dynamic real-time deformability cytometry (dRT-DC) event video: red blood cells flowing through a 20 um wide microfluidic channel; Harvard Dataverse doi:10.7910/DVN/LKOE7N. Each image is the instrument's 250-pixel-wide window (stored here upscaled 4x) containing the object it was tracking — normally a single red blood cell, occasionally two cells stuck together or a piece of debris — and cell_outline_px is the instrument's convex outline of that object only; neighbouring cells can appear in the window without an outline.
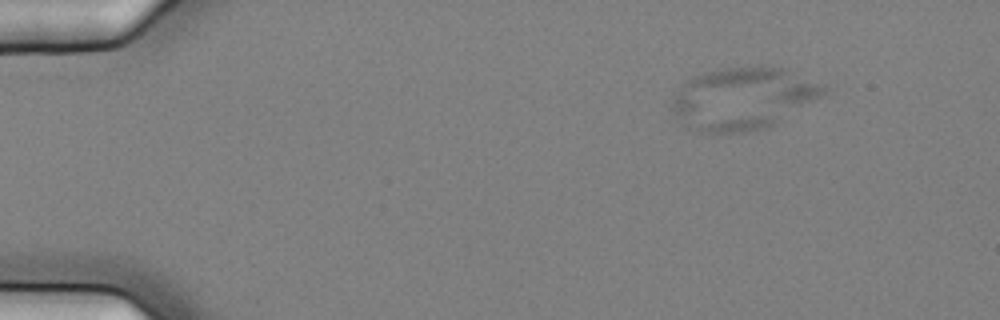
{"species": "common noctule bat (a hibernating species)", "species_latin": "Nyctalus noctula", "temperature_condition": "cold", "stored_images_in_passage": 56, "camera_frame_rate_fps": 3000, "um_per_image_px": 0.085, "animal": {"sex": "female", "body_mass_g": 25.1}, "frame": {"image": 1, "passage_image": 7, "time_ms": 2.0, "image_size_px": [1000, 320], "cell_outline_px": [[824, 92], [768, 128], [748, 132], [700, 132], [688, 128], [676, 116], [672, 108], [672, 100], [680, 88], [692, 76], [704, 72], [728, 68], [760, 64], [764, 64], [788, 68], [824, 84]], "centroid_in_image_um": [63.13, 8.33], "position_along_channel_um": 21.9, "area_um2": 54.74}}
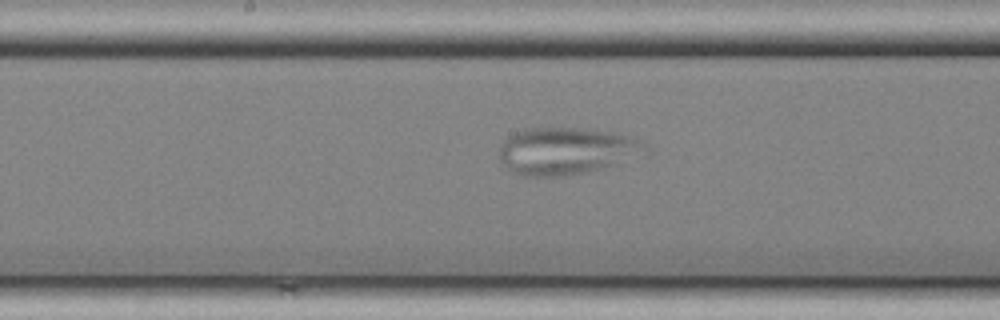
{"frame": {"image": 2, "passage_image": 30, "time_ms": 9.667, "image_size_px": [1000, 320], "cell_outline_px": [[652, 152], [648, 156], [588, 172], [568, 176], [520, 176], [508, 168], [504, 164], [500, 156], [500, 148], [504, 140], [508, 136], [524, 128], [576, 128], [616, 132], [640, 140], [648, 144]], "centroid_in_image_um": [48.27, 12.84], "position_along_channel_um": 199.9, "area_um2": 40.92}}
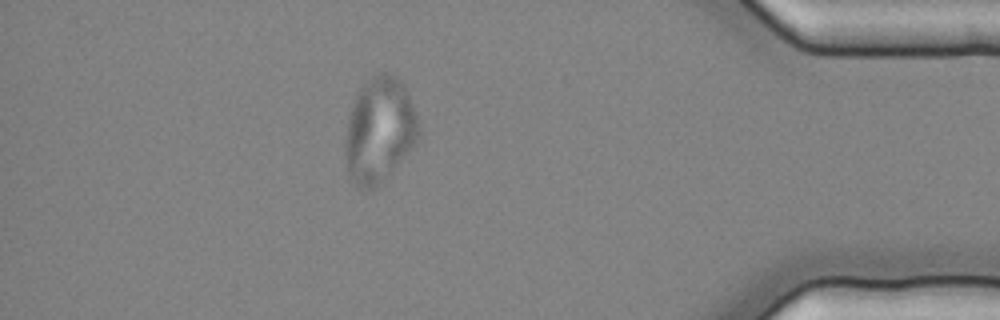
{"frame": {"image": 3, "passage_image": 50, "time_ms": 16.333, "image_size_px": [1000, 320], "cell_outline_px": [[420, 136], [388, 172], [372, 188], [360, 188], [348, 176], [344, 152], [344, 140], [348, 112], [360, 88], [372, 76], [380, 72], [388, 72], [400, 80], [416, 112], [420, 128]], "centroid_in_image_um": [32.19, 11.0], "position_along_channel_um": 403.0, "area_um2": 44.22}}